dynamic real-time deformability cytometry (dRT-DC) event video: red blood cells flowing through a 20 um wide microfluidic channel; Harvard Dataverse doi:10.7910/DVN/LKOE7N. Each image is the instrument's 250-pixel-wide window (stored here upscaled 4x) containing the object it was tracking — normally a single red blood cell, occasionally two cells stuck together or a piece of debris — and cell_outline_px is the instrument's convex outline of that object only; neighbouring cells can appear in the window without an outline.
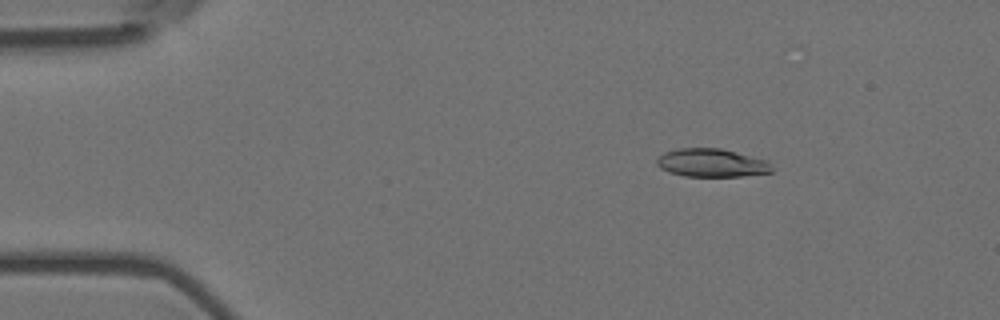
{"species": "Egyptian fruit bat (a non-hibernating species)", "species_latin": "Rousettus aegyptiacus", "temperature_condition": "room temperature", "stored_images_in_passage": 23, "camera_frame_rate_fps": 3000, "um_per_image_px": 0.085, "animal": {"sex": "female"}, "frame": {"image": 1, "passage_image": 8, "time_ms": 2.333, "image_size_px": [1000, 320], "cell_outline_px": [[772, 172], [744, 176], [684, 176], [668, 172], [660, 168], [656, 164], [656, 160], [664, 152], [676, 148], [720, 148], [768, 160], [772, 168]], "centroid_in_image_um": [60.47, 13.84], "position_along_channel_um": 24.5, "area_um2": 19.02}}
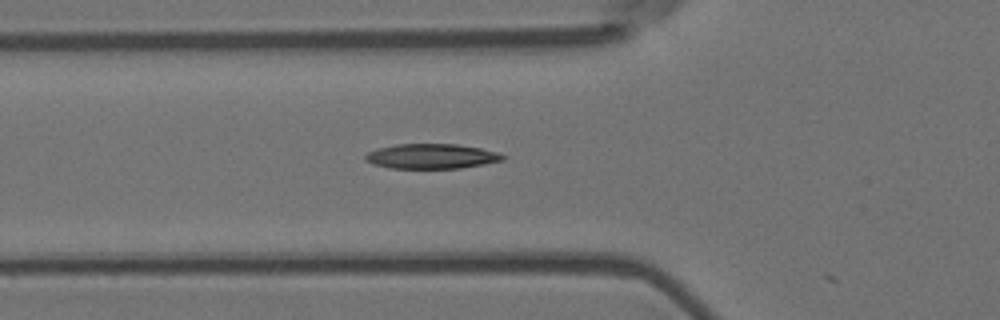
{"frame": {"image": 2, "passage_image": 19, "time_ms": 6.0, "image_size_px": [1000, 320], "cell_outline_px": [[504, 160], [484, 164], [460, 168], [388, 168], [372, 164], [364, 160], [364, 156], [368, 152], [376, 148], [396, 144], [456, 144], [480, 148], [496, 152], [504, 156]], "centroid_in_image_um": [36.61, 13.28], "position_along_channel_um": 89.2, "area_um2": 19.94}}
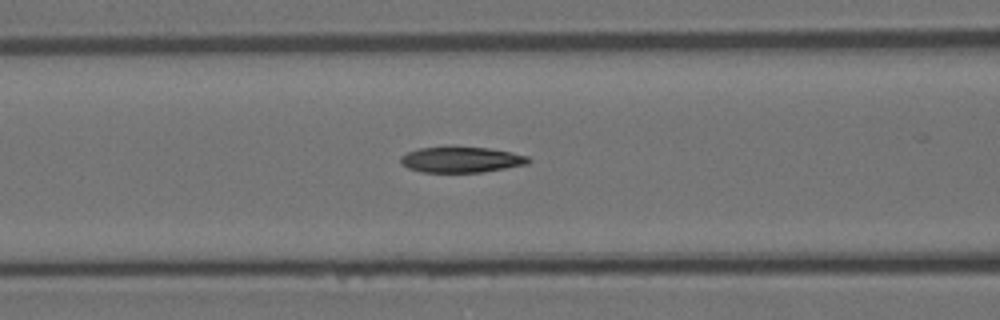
{"frame": {"image": 3, "passage_image": 22, "time_ms": 7.0, "image_size_px": [1000, 320], "cell_outline_px": [[532, 160], [528, 164], [484, 172], [420, 172], [408, 168], [400, 164], [400, 156], [408, 152], [420, 148], [448, 144], [452, 144], [488, 148], [512, 152], [528, 156]], "centroid_in_image_um": [39.18, 13.53], "position_along_channel_um": 127.4, "area_um2": 20.0}}